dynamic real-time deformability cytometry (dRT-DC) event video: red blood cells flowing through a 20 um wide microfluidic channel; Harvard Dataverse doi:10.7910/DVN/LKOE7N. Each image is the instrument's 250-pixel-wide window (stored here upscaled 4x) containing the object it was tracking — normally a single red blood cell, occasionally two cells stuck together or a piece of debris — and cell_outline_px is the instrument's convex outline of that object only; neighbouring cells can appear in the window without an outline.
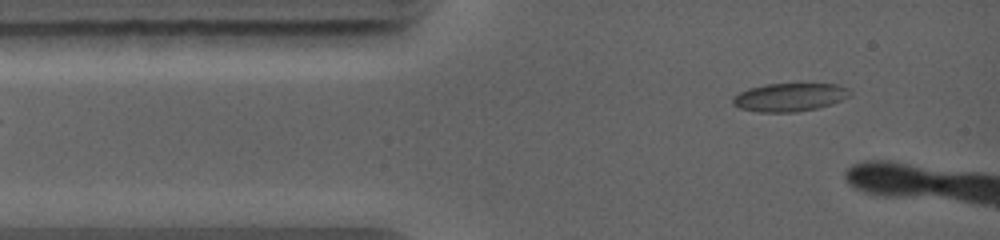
{"species": "common noctule bat (a hibernating species)", "species_latin": "Nyctalus noctula", "temperature_condition": "warm", "stored_images_in_passage": 4, "segment_of_instrument_passage": [2, 2], "camera_frame_rate_fps": 5000, "um_per_image_px": 0.085, "animal": {"sex": "female", "body_mass_g": 19.0, "forearm_length_mm": 56.7}, "frame": {"image": 1, "passage_image": 4, "time_ms": 2.6, "image_size_px": [1000, 240], "cell_outline_px": [[852, 96], [832, 104], [816, 108], [796, 112], [756, 112], [740, 108], [732, 104], [732, 96], [748, 88], [764, 84], [836, 84], [848, 88], [852, 92]], "centroid_in_image_um": [67.12, 8.26], "position_along_channel_um": 17.9, "area_um2": 19.48}}